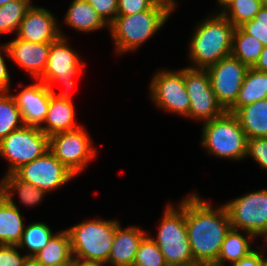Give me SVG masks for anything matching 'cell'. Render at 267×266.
Segmentation results:
<instances>
[{
  "label": "cell",
  "mask_w": 267,
  "mask_h": 266,
  "mask_svg": "<svg viewBox=\"0 0 267 266\" xmlns=\"http://www.w3.org/2000/svg\"><path fill=\"white\" fill-rule=\"evenodd\" d=\"M185 223L193 259L214 265L231 229L225 205L214 208L194 192L185 197Z\"/></svg>",
  "instance_id": "obj_1"
},
{
  "label": "cell",
  "mask_w": 267,
  "mask_h": 266,
  "mask_svg": "<svg viewBox=\"0 0 267 266\" xmlns=\"http://www.w3.org/2000/svg\"><path fill=\"white\" fill-rule=\"evenodd\" d=\"M177 8L172 2L159 0L151 9L132 15H117L109 32L117 54L137 51L158 32Z\"/></svg>",
  "instance_id": "obj_2"
},
{
  "label": "cell",
  "mask_w": 267,
  "mask_h": 266,
  "mask_svg": "<svg viewBox=\"0 0 267 266\" xmlns=\"http://www.w3.org/2000/svg\"><path fill=\"white\" fill-rule=\"evenodd\" d=\"M235 26L219 11L196 25L189 43L193 69H207L232 52Z\"/></svg>",
  "instance_id": "obj_3"
},
{
  "label": "cell",
  "mask_w": 267,
  "mask_h": 266,
  "mask_svg": "<svg viewBox=\"0 0 267 266\" xmlns=\"http://www.w3.org/2000/svg\"><path fill=\"white\" fill-rule=\"evenodd\" d=\"M119 224L116 219H92L67 228L73 258L106 265Z\"/></svg>",
  "instance_id": "obj_4"
},
{
  "label": "cell",
  "mask_w": 267,
  "mask_h": 266,
  "mask_svg": "<svg viewBox=\"0 0 267 266\" xmlns=\"http://www.w3.org/2000/svg\"><path fill=\"white\" fill-rule=\"evenodd\" d=\"M201 145L211 156L229 160L247 158V137L234 113L203 122Z\"/></svg>",
  "instance_id": "obj_5"
},
{
  "label": "cell",
  "mask_w": 267,
  "mask_h": 266,
  "mask_svg": "<svg viewBox=\"0 0 267 266\" xmlns=\"http://www.w3.org/2000/svg\"><path fill=\"white\" fill-rule=\"evenodd\" d=\"M164 211L157 236L151 237L164 255L167 265L177 266L193 261L185 223V197L176 207L168 203Z\"/></svg>",
  "instance_id": "obj_6"
},
{
  "label": "cell",
  "mask_w": 267,
  "mask_h": 266,
  "mask_svg": "<svg viewBox=\"0 0 267 266\" xmlns=\"http://www.w3.org/2000/svg\"><path fill=\"white\" fill-rule=\"evenodd\" d=\"M49 150V136L37 126L24 125L0 141V156L7 159V172L14 173Z\"/></svg>",
  "instance_id": "obj_7"
},
{
  "label": "cell",
  "mask_w": 267,
  "mask_h": 266,
  "mask_svg": "<svg viewBox=\"0 0 267 266\" xmlns=\"http://www.w3.org/2000/svg\"><path fill=\"white\" fill-rule=\"evenodd\" d=\"M67 37L51 43L46 68L37 79L48 86L53 95H70L75 82L73 77L84 73V64L77 52L68 45ZM60 82L65 90L56 93L53 84Z\"/></svg>",
  "instance_id": "obj_8"
},
{
  "label": "cell",
  "mask_w": 267,
  "mask_h": 266,
  "mask_svg": "<svg viewBox=\"0 0 267 266\" xmlns=\"http://www.w3.org/2000/svg\"><path fill=\"white\" fill-rule=\"evenodd\" d=\"M96 148L83 126L49 137V150L73 175H79L96 158Z\"/></svg>",
  "instance_id": "obj_9"
},
{
  "label": "cell",
  "mask_w": 267,
  "mask_h": 266,
  "mask_svg": "<svg viewBox=\"0 0 267 266\" xmlns=\"http://www.w3.org/2000/svg\"><path fill=\"white\" fill-rule=\"evenodd\" d=\"M224 205L231 228L249 232L256 238L267 233V188L237 197Z\"/></svg>",
  "instance_id": "obj_10"
},
{
  "label": "cell",
  "mask_w": 267,
  "mask_h": 266,
  "mask_svg": "<svg viewBox=\"0 0 267 266\" xmlns=\"http://www.w3.org/2000/svg\"><path fill=\"white\" fill-rule=\"evenodd\" d=\"M150 82V95L156 107L188 118L190 99L185 87L184 68L157 71Z\"/></svg>",
  "instance_id": "obj_11"
},
{
  "label": "cell",
  "mask_w": 267,
  "mask_h": 266,
  "mask_svg": "<svg viewBox=\"0 0 267 266\" xmlns=\"http://www.w3.org/2000/svg\"><path fill=\"white\" fill-rule=\"evenodd\" d=\"M184 81L190 99L188 118L205 122L225 112L216 99L206 69L185 67Z\"/></svg>",
  "instance_id": "obj_12"
},
{
  "label": "cell",
  "mask_w": 267,
  "mask_h": 266,
  "mask_svg": "<svg viewBox=\"0 0 267 266\" xmlns=\"http://www.w3.org/2000/svg\"><path fill=\"white\" fill-rule=\"evenodd\" d=\"M14 174L22 181L31 183L47 193L61 188L76 177L55 158L50 150L21 166Z\"/></svg>",
  "instance_id": "obj_13"
},
{
  "label": "cell",
  "mask_w": 267,
  "mask_h": 266,
  "mask_svg": "<svg viewBox=\"0 0 267 266\" xmlns=\"http://www.w3.org/2000/svg\"><path fill=\"white\" fill-rule=\"evenodd\" d=\"M249 67L232 55L206 70L218 103L227 111L236 101Z\"/></svg>",
  "instance_id": "obj_14"
},
{
  "label": "cell",
  "mask_w": 267,
  "mask_h": 266,
  "mask_svg": "<svg viewBox=\"0 0 267 266\" xmlns=\"http://www.w3.org/2000/svg\"><path fill=\"white\" fill-rule=\"evenodd\" d=\"M55 15L44 7L34 6L27 10L15 36L26 42L53 43L66 37Z\"/></svg>",
  "instance_id": "obj_15"
},
{
  "label": "cell",
  "mask_w": 267,
  "mask_h": 266,
  "mask_svg": "<svg viewBox=\"0 0 267 266\" xmlns=\"http://www.w3.org/2000/svg\"><path fill=\"white\" fill-rule=\"evenodd\" d=\"M19 93L12 94L21 112L25 125L40 127L47 115L49 100L53 95L48 86L36 80Z\"/></svg>",
  "instance_id": "obj_16"
},
{
  "label": "cell",
  "mask_w": 267,
  "mask_h": 266,
  "mask_svg": "<svg viewBox=\"0 0 267 266\" xmlns=\"http://www.w3.org/2000/svg\"><path fill=\"white\" fill-rule=\"evenodd\" d=\"M9 58L37 80L44 72L51 43L26 42L17 37L6 42Z\"/></svg>",
  "instance_id": "obj_17"
},
{
  "label": "cell",
  "mask_w": 267,
  "mask_h": 266,
  "mask_svg": "<svg viewBox=\"0 0 267 266\" xmlns=\"http://www.w3.org/2000/svg\"><path fill=\"white\" fill-rule=\"evenodd\" d=\"M70 95H52L43 124L39 127L49 137L60 132L71 131L82 125H77L75 106Z\"/></svg>",
  "instance_id": "obj_18"
},
{
  "label": "cell",
  "mask_w": 267,
  "mask_h": 266,
  "mask_svg": "<svg viewBox=\"0 0 267 266\" xmlns=\"http://www.w3.org/2000/svg\"><path fill=\"white\" fill-rule=\"evenodd\" d=\"M116 227L112 249L105 266H132L142 239L148 234L137 226Z\"/></svg>",
  "instance_id": "obj_19"
},
{
  "label": "cell",
  "mask_w": 267,
  "mask_h": 266,
  "mask_svg": "<svg viewBox=\"0 0 267 266\" xmlns=\"http://www.w3.org/2000/svg\"><path fill=\"white\" fill-rule=\"evenodd\" d=\"M25 224L19 207L13 200L0 198V245H18Z\"/></svg>",
  "instance_id": "obj_20"
},
{
  "label": "cell",
  "mask_w": 267,
  "mask_h": 266,
  "mask_svg": "<svg viewBox=\"0 0 267 266\" xmlns=\"http://www.w3.org/2000/svg\"><path fill=\"white\" fill-rule=\"evenodd\" d=\"M64 24L76 31L89 33L109 28L98 12L86 0H73L65 13Z\"/></svg>",
  "instance_id": "obj_21"
},
{
  "label": "cell",
  "mask_w": 267,
  "mask_h": 266,
  "mask_svg": "<svg viewBox=\"0 0 267 266\" xmlns=\"http://www.w3.org/2000/svg\"><path fill=\"white\" fill-rule=\"evenodd\" d=\"M234 114L247 139L267 137V98L244 105Z\"/></svg>",
  "instance_id": "obj_22"
},
{
  "label": "cell",
  "mask_w": 267,
  "mask_h": 266,
  "mask_svg": "<svg viewBox=\"0 0 267 266\" xmlns=\"http://www.w3.org/2000/svg\"><path fill=\"white\" fill-rule=\"evenodd\" d=\"M32 259L39 266L71 264L73 256L67 230L54 233L48 244L35 254Z\"/></svg>",
  "instance_id": "obj_23"
},
{
  "label": "cell",
  "mask_w": 267,
  "mask_h": 266,
  "mask_svg": "<svg viewBox=\"0 0 267 266\" xmlns=\"http://www.w3.org/2000/svg\"><path fill=\"white\" fill-rule=\"evenodd\" d=\"M246 234L244 236L240 230L231 228L223 240L218 259L213 266H225L226 261L232 266L254 251L255 248H251V244L256 237L249 232Z\"/></svg>",
  "instance_id": "obj_24"
},
{
  "label": "cell",
  "mask_w": 267,
  "mask_h": 266,
  "mask_svg": "<svg viewBox=\"0 0 267 266\" xmlns=\"http://www.w3.org/2000/svg\"><path fill=\"white\" fill-rule=\"evenodd\" d=\"M267 98V72L252 67L246 72L235 103L227 110L235 113L240 107Z\"/></svg>",
  "instance_id": "obj_25"
},
{
  "label": "cell",
  "mask_w": 267,
  "mask_h": 266,
  "mask_svg": "<svg viewBox=\"0 0 267 266\" xmlns=\"http://www.w3.org/2000/svg\"><path fill=\"white\" fill-rule=\"evenodd\" d=\"M0 184L2 196L6 200H13L15 194L18 193L20 203L28 207L38 205L47 194V192L35 187L31 183L22 181L14 173L4 175L2 180H0Z\"/></svg>",
  "instance_id": "obj_26"
},
{
  "label": "cell",
  "mask_w": 267,
  "mask_h": 266,
  "mask_svg": "<svg viewBox=\"0 0 267 266\" xmlns=\"http://www.w3.org/2000/svg\"><path fill=\"white\" fill-rule=\"evenodd\" d=\"M264 45L255 37L235 27L231 55L248 67H253L261 55Z\"/></svg>",
  "instance_id": "obj_27"
},
{
  "label": "cell",
  "mask_w": 267,
  "mask_h": 266,
  "mask_svg": "<svg viewBox=\"0 0 267 266\" xmlns=\"http://www.w3.org/2000/svg\"><path fill=\"white\" fill-rule=\"evenodd\" d=\"M51 228L43 222H33L25 225L22 239L17 245L19 249H26V255L32 258L41 249H43L53 236Z\"/></svg>",
  "instance_id": "obj_28"
},
{
  "label": "cell",
  "mask_w": 267,
  "mask_h": 266,
  "mask_svg": "<svg viewBox=\"0 0 267 266\" xmlns=\"http://www.w3.org/2000/svg\"><path fill=\"white\" fill-rule=\"evenodd\" d=\"M24 125L13 95L10 92H0V141Z\"/></svg>",
  "instance_id": "obj_29"
},
{
  "label": "cell",
  "mask_w": 267,
  "mask_h": 266,
  "mask_svg": "<svg viewBox=\"0 0 267 266\" xmlns=\"http://www.w3.org/2000/svg\"><path fill=\"white\" fill-rule=\"evenodd\" d=\"M32 0H15L0 7V34L17 33Z\"/></svg>",
  "instance_id": "obj_30"
},
{
  "label": "cell",
  "mask_w": 267,
  "mask_h": 266,
  "mask_svg": "<svg viewBox=\"0 0 267 266\" xmlns=\"http://www.w3.org/2000/svg\"><path fill=\"white\" fill-rule=\"evenodd\" d=\"M262 7L261 0H232L220 12L235 26L252 20Z\"/></svg>",
  "instance_id": "obj_31"
},
{
  "label": "cell",
  "mask_w": 267,
  "mask_h": 266,
  "mask_svg": "<svg viewBox=\"0 0 267 266\" xmlns=\"http://www.w3.org/2000/svg\"><path fill=\"white\" fill-rule=\"evenodd\" d=\"M132 266H168L158 245L148 234L142 239Z\"/></svg>",
  "instance_id": "obj_32"
},
{
  "label": "cell",
  "mask_w": 267,
  "mask_h": 266,
  "mask_svg": "<svg viewBox=\"0 0 267 266\" xmlns=\"http://www.w3.org/2000/svg\"><path fill=\"white\" fill-rule=\"evenodd\" d=\"M245 33L258 39L267 46V8L261 7L255 18L239 26Z\"/></svg>",
  "instance_id": "obj_33"
},
{
  "label": "cell",
  "mask_w": 267,
  "mask_h": 266,
  "mask_svg": "<svg viewBox=\"0 0 267 266\" xmlns=\"http://www.w3.org/2000/svg\"><path fill=\"white\" fill-rule=\"evenodd\" d=\"M159 0H118L117 15H132L151 9ZM177 5L176 0H167Z\"/></svg>",
  "instance_id": "obj_34"
},
{
  "label": "cell",
  "mask_w": 267,
  "mask_h": 266,
  "mask_svg": "<svg viewBox=\"0 0 267 266\" xmlns=\"http://www.w3.org/2000/svg\"><path fill=\"white\" fill-rule=\"evenodd\" d=\"M247 157H252L267 171V137L247 139Z\"/></svg>",
  "instance_id": "obj_35"
},
{
  "label": "cell",
  "mask_w": 267,
  "mask_h": 266,
  "mask_svg": "<svg viewBox=\"0 0 267 266\" xmlns=\"http://www.w3.org/2000/svg\"><path fill=\"white\" fill-rule=\"evenodd\" d=\"M18 249L16 245H0V266H23L29 257Z\"/></svg>",
  "instance_id": "obj_36"
},
{
  "label": "cell",
  "mask_w": 267,
  "mask_h": 266,
  "mask_svg": "<svg viewBox=\"0 0 267 266\" xmlns=\"http://www.w3.org/2000/svg\"><path fill=\"white\" fill-rule=\"evenodd\" d=\"M102 17V19L110 25L117 16L118 0H86Z\"/></svg>",
  "instance_id": "obj_37"
},
{
  "label": "cell",
  "mask_w": 267,
  "mask_h": 266,
  "mask_svg": "<svg viewBox=\"0 0 267 266\" xmlns=\"http://www.w3.org/2000/svg\"><path fill=\"white\" fill-rule=\"evenodd\" d=\"M4 44V45H3ZM0 45V92H9L11 91L10 86H11V79H10V74L6 65V62L3 57V52L5 53V57H9L8 49L6 43H3Z\"/></svg>",
  "instance_id": "obj_38"
},
{
  "label": "cell",
  "mask_w": 267,
  "mask_h": 266,
  "mask_svg": "<svg viewBox=\"0 0 267 266\" xmlns=\"http://www.w3.org/2000/svg\"><path fill=\"white\" fill-rule=\"evenodd\" d=\"M258 246L255 247V250L252 251L249 255L244 258H241L239 261L235 262L232 266H263L264 263V252L262 248L258 252ZM262 252V253H261Z\"/></svg>",
  "instance_id": "obj_39"
},
{
  "label": "cell",
  "mask_w": 267,
  "mask_h": 266,
  "mask_svg": "<svg viewBox=\"0 0 267 266\" xmlns=\"http://www.w3.org/2000/svg\"><path fill=\"white\" fill-rule=\"evenodd\" d=\"M252 68L258 71L267 72V46L264 47L258 61Z\"/></svg>",
  "instance_id": "obj_40"
},
{
  "label": "cell",
  "mask_w": 267,
  "mask_h": 266,
  "mask_svg": "<svg viewBox=\"0 0 267 266\" xmlns=\"http://www.w3.org/2000/svg\"><path fill=\"white\" fill-rule=\"evenodd\" d=\"M70 266H105V265L99 262H88L73 258Z\"/></svg>",
  "instance_id": "obj_41"
},
{
  "label": "cell",
  "mask_w": 267,
  "mask_h": 266,
  "mask_svg": "<svg viewBox=\"0 0 267 266\" xmlns=\"http://www.w3.org/2000/svg\"><path fill=\"white\" fill-rule=\"evenodd\" d=\"M177 266H213V265L202 262V261L193 260V261H190L187 263H182V264L177 265Z\"/></svg>",
  "instance_id": "obj_42"
},
{
  "label": "cell",
  "mask_w": 267,
  "mask_h": 266,
  "mask_svg": "<svg viewBox=\"0 0 267 266\" xmlns=\"http://www.w3.org/2000/svg\"><path fill=\"white\" fill-rule=\"evenodd\" d=\"M23 266H39L32 258H28Z\"/></svg>",
  "instance_id": "obj_43"
},
{
  "label": "cell",
  "mask_w": 267,
  "mask_h": 266,
  "mask_svg": "<svg viewBox=\"0 0 267 266\" xmlns=\"http://www.w3.org/2000/svg\"><path fill=\"white\" fill-rule=\"evenodd\" d=\"M232 0H217V3L219 4V6H221L220 11Z\"/></svg>",
  "instance_id": "obj_44"
},
{
  "label": "cell",
  "mask_w": 267,
  "mask_h": 266,
  "mask_svg": "<svg viewBox=\"0 0 267 266\" xmlns=\"http://www.w3.org/2000/svg\"><path fill=\"white\" fill-rule=\"evenodd\" d=\"M11 1H15V0H0V7Z\"/></svg>",
  "instance_id": "obj_45"
},
{
  "label": "cell",
  "mask_w": 267,
  "mask_h": 266,
  "mask_svg": "<svg viewBox=\"0 0 267 266\" xmlns=\"http://www.w3.org/2000/svg\"><path fill=\"white\" fill-rule=\"evenodd\" d=\"M262 6L267 8V0H261Z\"/></svg>",
  "instance_id": "obj_46"
},
{
  "label": "cell",
  "mask_w": 267,
  "mask_h": 266,
  "mask_svg": "<svg viewBox=\"0 0 267 266\" xmlns=\"http://www.w3.org/2000/svg\"><path fill=\"white\" fill-rule=\"evenodd\" d=\"M265 241V243L267 244V233L262 237Z\"/></svg>",
  "instance_id": "obj_47"
},
{
  "label": "cell",
  "mask_w": 267,
  "mask_h": 266,
  "mask_svg": "<svg viewBox=\"0 0 267 266\" xmlns=\"http://www.w3.org/2000/svg\"><path fill=\"white\" fill-rule=\"evenodd\" d=\"M263 266H267V257H264V263Z\"/></svg>",
  "instance_id": "obj_48"
},
{
  "label": "cell",
  "mask_w": 267,
  "mask_h": 266,
  "mask_svg": "<svg viewBox=\"0 0 267 266\" xmlns=\"http://www.w3.org/2000/svg\"><path fill=\"white\" fill-rule=\"evenodd\" d=\"M54 266H70V264H61V265H54Z\"/></svg>",
  "instance_id": "obj_49"
},
{
  "label": "cell",
  "mask_w": 267,
  "mask_h": 266,
  "mask_svg": "<svg viewBox=\"0 0 267 266\" xmlns=\"http://www.w3.org/2000/svg\"><path fill=\"white\" fill-rule=\"evenodd\" d=\"M2 197V188H1V184H0V198Z\"/></svg>",
  "instance_id": "obj_50"
}]
</instances>
